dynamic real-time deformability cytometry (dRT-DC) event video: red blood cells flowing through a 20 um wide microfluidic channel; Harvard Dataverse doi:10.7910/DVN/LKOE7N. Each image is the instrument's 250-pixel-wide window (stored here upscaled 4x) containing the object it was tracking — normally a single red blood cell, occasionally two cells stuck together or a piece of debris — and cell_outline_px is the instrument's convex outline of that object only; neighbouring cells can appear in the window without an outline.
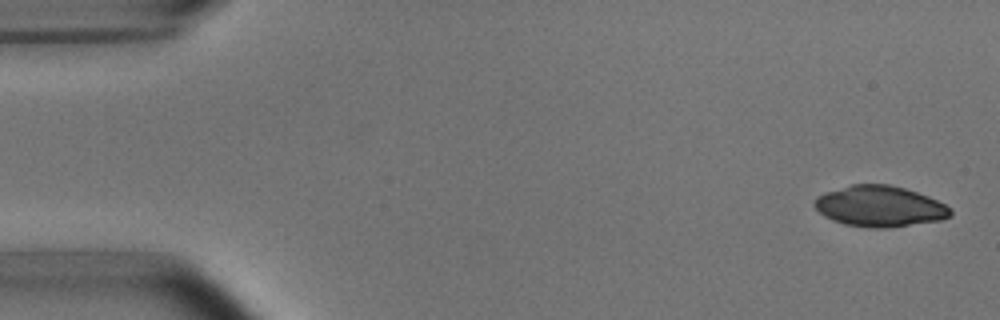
{"species": "common noctule bat (a hibernating species)", "species_latin": "Nyctalus noctula", "temperature_condition": "room temperature", "stored_images_in_passage": 9, "camera_frame_rate_fps": 3000, "um_per_image_px": 0.085, "animal": {"sex": "male", "body_mass_g": 15.6}, "frame": {"image": 1, "passage_image": 1, "time_ms": 0.0, "image_size_px": [1000, 320], "cell_outline_px": [[952, 216], [940, 220], [888, 228], [868, 228], [844, 224], [832, 220], [824, 216], [812, 204], [816, 196], [824, 192], [852, 184], [888, 184], [904, 188], [928, 196], [952, 208]], "centroid_in_image_um": [74.75, 17.54], "position_along_channel_um": 10.2, "area_um2": 32.54}}